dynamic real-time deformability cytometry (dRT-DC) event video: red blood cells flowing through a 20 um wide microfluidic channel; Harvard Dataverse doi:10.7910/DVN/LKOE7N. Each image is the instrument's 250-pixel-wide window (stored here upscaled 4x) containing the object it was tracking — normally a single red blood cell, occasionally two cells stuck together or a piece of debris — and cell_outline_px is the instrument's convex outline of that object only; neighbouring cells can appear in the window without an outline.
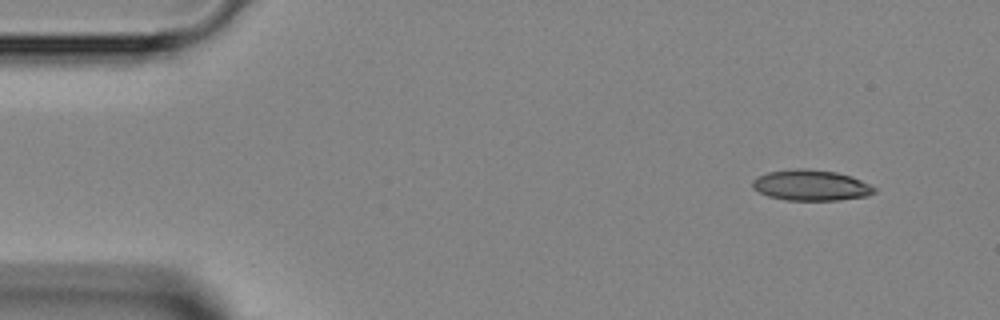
{"species": "Egyptian fruit bat (a non-hibernating species)", "species_latin": "Rousettus aegyptiacus", "temperature_condition": "room temperature", "stored_images_in_passage": 4, "camera_frame_rate_fps": 3000, "um_per_image_px": 0.085, "animal": {"sex": "female"}, "frame": {"image": 1, "passage_image": 1, "time_ms": 0.0, "image_size_px": [1000, 320], "cell_outline_px": [[876, 192], [868, 196], [840, 200], [784, 200], [768, 196], [752, 188], [752, 180], [756, 176], [768, 172], [792, 168], [804, 168], [836, 172], [852, 176], [876, 188]], "centroid_in_image_um": [68.91, 15.74], "position_along_channel_um": 16.1, "area_um2": 22.02}}